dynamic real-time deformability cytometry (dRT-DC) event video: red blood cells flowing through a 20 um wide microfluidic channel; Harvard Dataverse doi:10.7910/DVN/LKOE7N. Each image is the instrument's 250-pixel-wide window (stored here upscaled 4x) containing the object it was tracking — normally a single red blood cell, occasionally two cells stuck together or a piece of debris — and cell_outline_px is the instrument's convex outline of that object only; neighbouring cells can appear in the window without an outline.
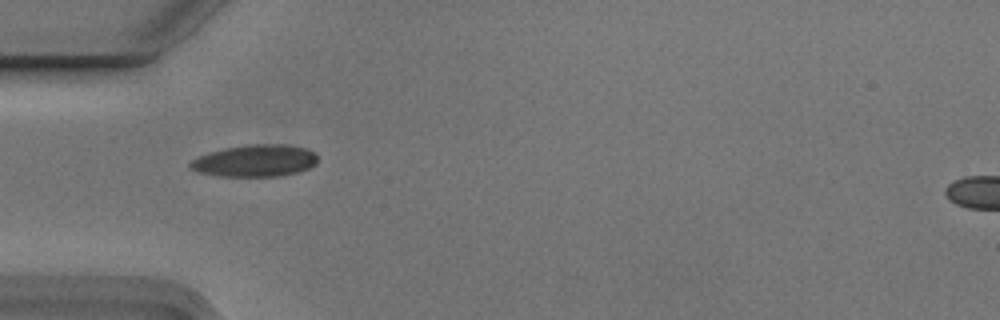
{"species": "Egyptian fruit bat (a non-hibernating species)", "species_latin": "Rousettus aegyptiacus", "temperature_condition": "cold", "stored_images_in_passage": 4, "camera_frame_rate_fps": 3000, "um_per_image_px": 0.085, "animal": {"sex": "male"}, "frame": {"image": 1, "passage_image": 1, "time_ms": 0.0, "image_size_px": [1000, 320], "cell_outline_px": [[316, 164], [308, 168], [296, 172], [280, 176], [220, 176], [196, 172], [188, 164], [192, 160], [200, 156], [212, 152], [228, 148], [248, 144], [284, 144], [308, 148], [316, 152]], "centroid_in_image_um": [21.72, 13.66], "position_along_channel_um": 63.3, "area_um2": 23.58}}
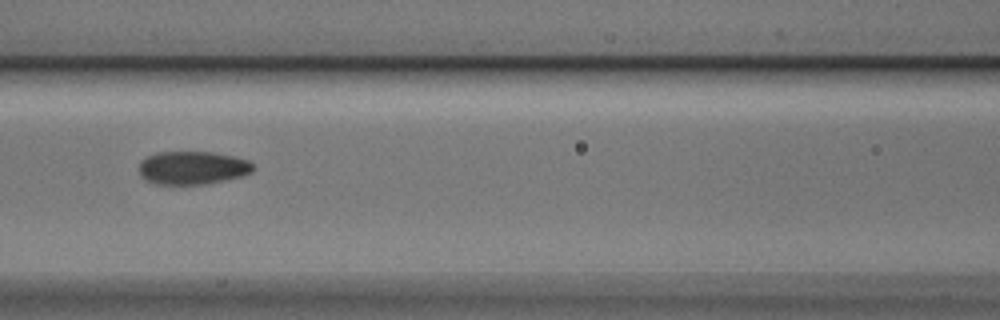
{"frame": {"image": 2, "passage_image": 3, "time_ms": 0.667, "image_size_px": [1000, 320], "cell_outline_px": [[256, 168], [252, 172], [244, 176], [204, 184], [156, 184], [144, 180], [140, 176], [140, 160], [148, 156], [160, 152], [212, 152], [232, 156], [248, 160]], "centroid_in_image_um": [16.37, 14.27], "position_along_channel_um": 150.2, "area_um2": 22.14}}
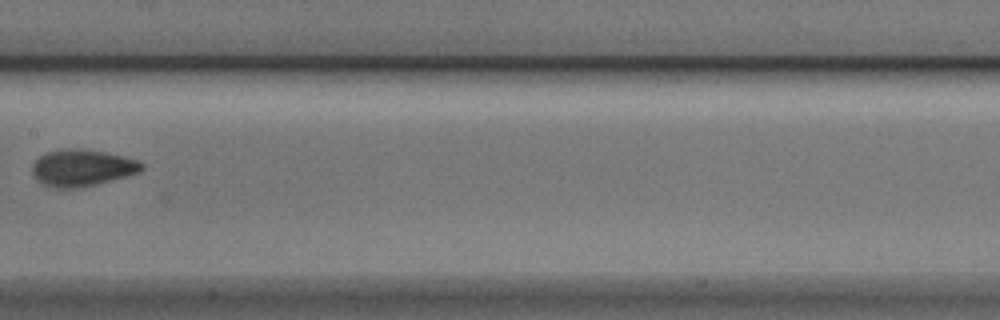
{"frame": {"image": 3, "passage_image": 4, "time_ms": 1.0, "image_size_px": [1000, 320], "cell_outline_px": [[144, 168], [136, 172], [124, 176], [96, 184], [76, 188], [52, 188], [36, 180], [32, 172], [32, 164], [40, 156], [48, 152], [64, 148], [80, 148], [104, 152], [136, 160], [144, 164]], "centroid_in_image_um": [6.91, 14.26], "position_along_channel_um": 200.5, "area_um2": 23.12}}